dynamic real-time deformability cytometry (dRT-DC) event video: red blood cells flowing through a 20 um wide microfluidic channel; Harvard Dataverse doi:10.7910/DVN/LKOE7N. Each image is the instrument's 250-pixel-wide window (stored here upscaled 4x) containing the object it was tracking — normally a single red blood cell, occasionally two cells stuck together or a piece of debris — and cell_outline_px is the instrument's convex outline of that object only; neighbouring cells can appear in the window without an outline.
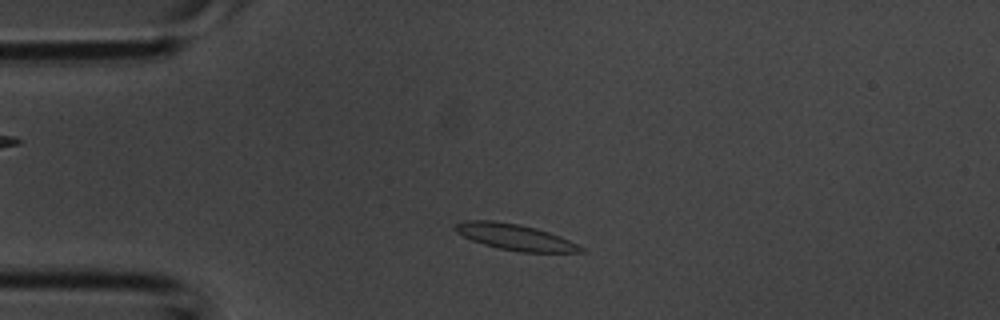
{"species": "common noctule bat (a hibernating species)", "species_latin": "Nyctalus noctula", "temperature_condition": "room temperature", "stored_images_in_passage": 2, "camera_frame_rate_fps": 3000, "um_per_image_px": 0.085, "animal": {"sex": "male", "body_mass_g": 20.1, "forearm_length_mm": 53.5}, "frame": {"image": 1, "passage_image": 1, "time_ms": 0.0, "image_size_px": [1000, 320], "cell_outline_px": [[584, 252], [520, 252], [500, 248], [484, 244], [472, 240], [456, 232], [452, 228], [456, 224], [464, 220], [492, 220], [520, 224], [536, 228], [560, 236], [584, 248]], "centroid_in_image_um": [43.75, 20.14], "position_along_channel_um": 41.3, "area_um2": 18.9}}